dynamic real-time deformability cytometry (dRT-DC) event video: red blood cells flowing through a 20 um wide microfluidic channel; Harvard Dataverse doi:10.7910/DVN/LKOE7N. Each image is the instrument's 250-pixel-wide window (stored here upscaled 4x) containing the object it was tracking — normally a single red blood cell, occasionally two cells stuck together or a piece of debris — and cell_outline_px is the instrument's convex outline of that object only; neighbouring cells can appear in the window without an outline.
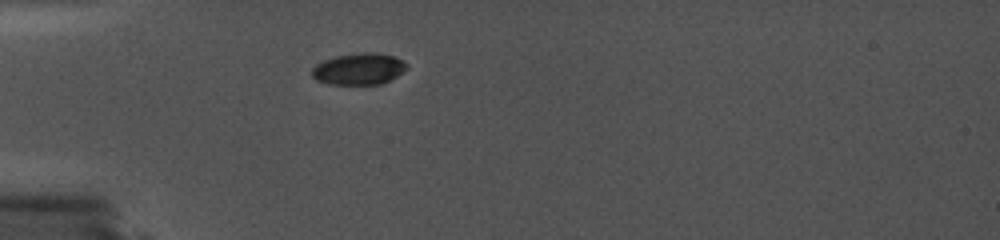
{"species": "common noctule bat (a hibernating species)", "species_latin": "Nyctalus noctula", "temperature_condition": "cold", "stored_images_in_passage": 52, "camera_frame_rate_fps": 5000, "um_per_image_px": 0.085, "animal": {"sex": "female", "body_mass_g": 19.0, "forearm_length_mm": 56.7}, "frame": {"image": 1, "passage_image": 1, "time_ms": 0.0, "image_size_px": [1000, 240], "cell_outline_px": [[408, 68], [396, 76], [380, 84], [328, 84], [316, 80], [312, 76], [312, 68], [316, 64], [324, 60], [336, 56], [360, 52], [376, 52], [392, 56], [404, 60], [408, 64]], "centroid_in_image_um": [30.5, 5.85], "position_along_channel_um": 54.5, "area_um2": 17.46}}
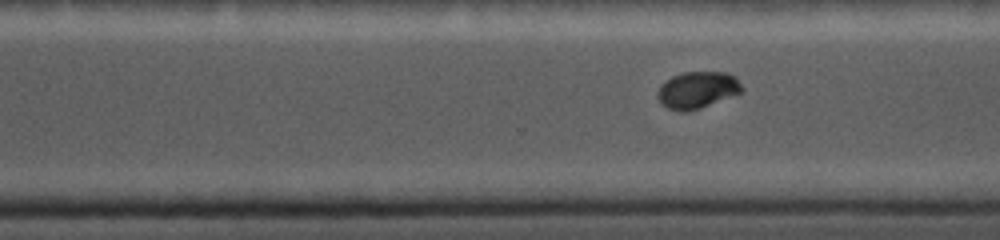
{"frame": {"image": 2, "passage_image": 37, "time_ms": 7.2, "image_size_px": [1000, 240], "cell_outline_px": [[744, 92], [700, 108], [688, 112], [684, 112], [668, 108], [660, 104], [656, 96], [656, 92], [660, 84], [672, 76], [684, 72], [724, 72], [732, 76], [744, 88]], "centroid_in_image_um": [59.23, 7.66], "position_along_channel_um": 311.4, "area_um2": 18.21}}
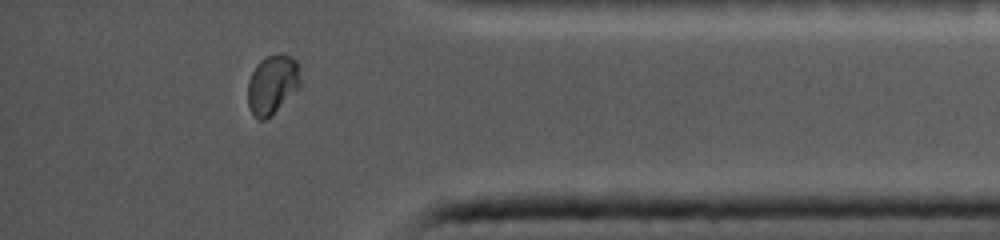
{"frame": {"image": 3, "passage_image": 51, "time_ms": 10.0, "image_size_px": [1000, 240], "cell_outline_px": [[300, 88], [264, 120], [260, 120], [252, 116], [248, 108], [248, 80], [256, 64], [260, 60], [268, 56], [280, 52], [292, 56], [296, 60], [300, 80]], "centroid_in_image_um": [23.13, 7.16], "position_along_channel_um": 412.1, "area_um2": 18.21}}